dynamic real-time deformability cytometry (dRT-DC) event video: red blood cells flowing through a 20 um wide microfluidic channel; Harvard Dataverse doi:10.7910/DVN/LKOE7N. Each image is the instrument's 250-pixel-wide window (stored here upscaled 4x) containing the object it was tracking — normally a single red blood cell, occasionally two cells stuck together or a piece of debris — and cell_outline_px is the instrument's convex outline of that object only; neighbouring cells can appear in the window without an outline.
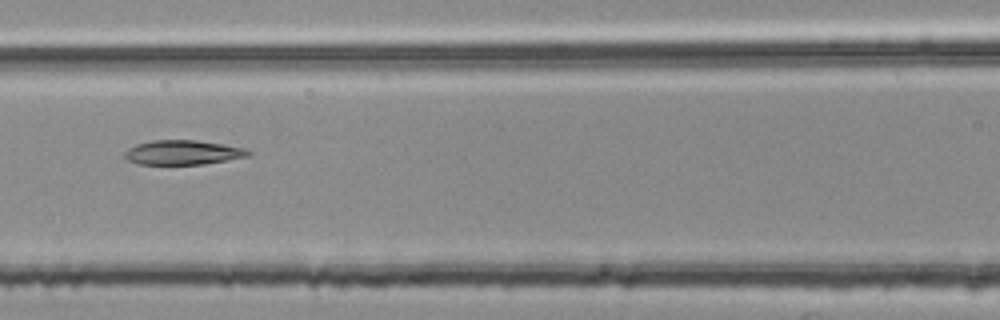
{"species": "common noctule bat (a hibernating species)", "species_latin": "Nyctalus noctula", "temperature_condition": "room temperature", "stored_images_in_passage": 6, "camera_frame_rate_fps": 3000, "um_per_image_px": 0.085, "animal": {"sex": "female", "body_mass_g": 25.1}, "frame": {"image": 1, "passage_image": 6, "time_ms": 1.667, "image_size_px": [1000, 320], "cell_outline_px": [[252, 156], [204, 164], [136, 164], [128, 160], [124, 156], [124, 152], [128, 148], [136, 144], [152, 140], [196, 140], [224, 144], [244, 148], [252, 152]], "centroid_in_image_um": [15.56, 12.96], "position_along_channel_um": 151.0, "area_um2": 17.8}}